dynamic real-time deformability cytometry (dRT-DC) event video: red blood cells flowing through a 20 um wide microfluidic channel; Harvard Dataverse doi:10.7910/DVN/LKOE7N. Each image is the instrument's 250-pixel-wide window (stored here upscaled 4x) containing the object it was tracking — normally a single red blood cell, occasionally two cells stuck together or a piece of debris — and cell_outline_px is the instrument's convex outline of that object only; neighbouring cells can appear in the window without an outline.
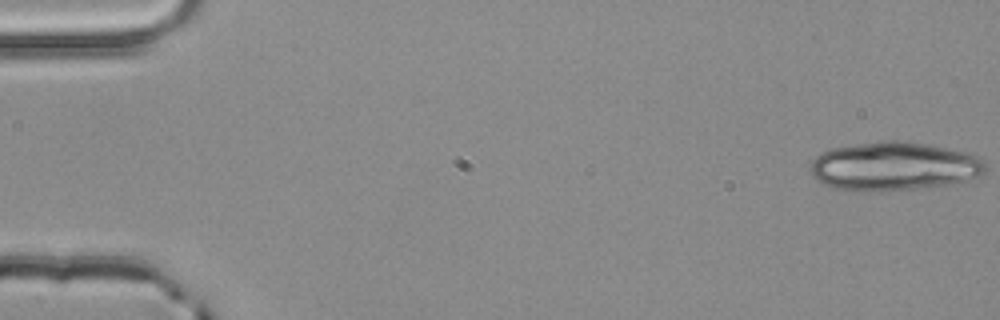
{"species": "common noctule bat (a hibernating species)", "species_latin": "Nyctalus noctula", "temperature_condition": "room temperature", "stored_images_in_passage": 5, "camera_frame_rate_fps": 3000, "um_per_image_px": 0.085, "animal": {"sex": "male", "body_mass_g": 20.4}, "frame": {"image": 1, "passage_image": 1, "time_ms": 0.0, "image_size_px": [1000, 320], "cell_outline_px": [[984, 172], [968, 180], [948, 184], [916, 188], [868, 192], [832, 188], [824, 184], [812, 176], [812, 160], [816, 156], [832, 148], [884, 140], [904, 140], [928, 144], [964, 152], [976, 156], [984, 160]], "centroid_in_image_um": [75.96, 14.13], "position_along_channel_um": 9.0, "area_um2": 49.25}}